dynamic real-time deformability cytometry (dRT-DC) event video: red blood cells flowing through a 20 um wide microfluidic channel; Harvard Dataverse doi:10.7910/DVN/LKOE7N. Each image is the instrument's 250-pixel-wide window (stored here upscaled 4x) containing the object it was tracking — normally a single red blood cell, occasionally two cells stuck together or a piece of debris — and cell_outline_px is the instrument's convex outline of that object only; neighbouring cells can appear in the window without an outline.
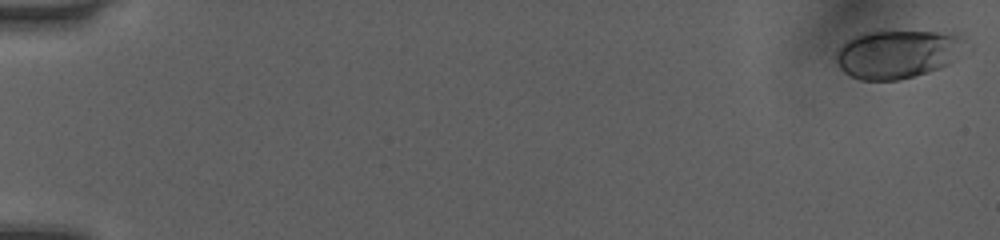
{"species": "human", "species_latin": "Homo sapiens", "temperature_condition": "room temperature", "stored_images_in_passage": 45, "camera_frame_rate_fps": 3000, "um_per_image_px": 0.085, "donor": {"sex": "female"}, "frame": {"image": 1, "passage_image": 1, "time_ms": 0.0, "image_size_px": [1000, 240], "cell_outline_px": [[964, 44], [952, 60], [948, 64], [940, 68], [900, 80], [860, 80], [848, 76], [836, 64], [836, 52], [852, 36], [864, 32], [936, 32], [960, 36], [964, 40]], "centroid_in_image_um": [76.19, 4.62], "position_along_channel_um": 8.8, "area_um2": 35.78}}
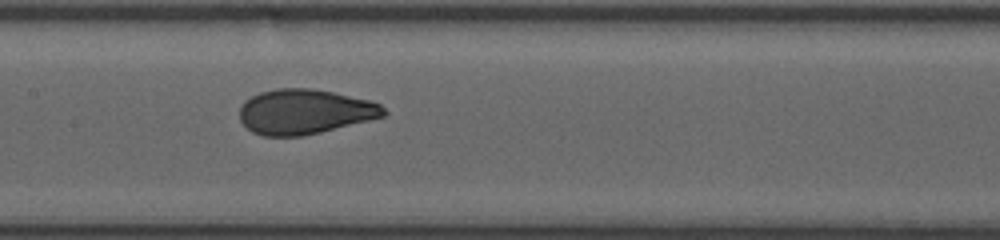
{"frame": {"image": 2, "passage_image": 23, "time_ms": 7.333, "image_size_px": [1000, 240], "cell_outline_px": [[388, 112], [384, 116], [304, 136], [264, 136], [252, 132], [240, 120], [240, 108], [244, 100], [260, 92], [276, 88], [312, 88], [332, 92], [368, 100], [380, 104]], "centroid_in_image_um": [25.87, 9.49], "position_along_channel_um": 181.5, "area_um2": 37.51}}
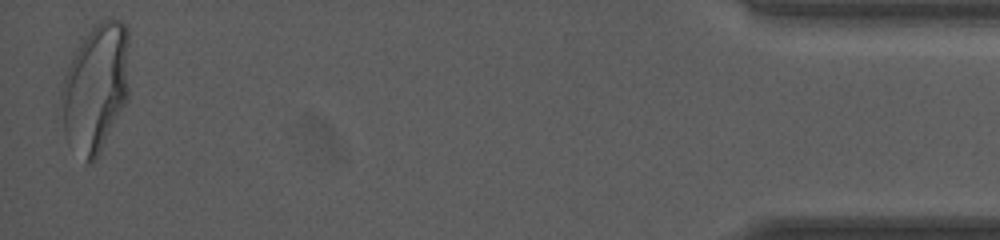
{"frame": {"image": 3, "passage_image": 45, "time_ms": 14.667, "image_size_px": [1000, 240], "cell_outline_px": [[128, 100], [96, 160], [88, 164], [84, 164], [68, 144], [64, 132], [60, 96], [60, 92], [64, 76], [80, 44], [88, 32], [100, 20], [120, 20], [128, 28]], "centroid_in_image_um": [8.13, 7.54], "position_along_channel_um": 427.1, "area_um2": 51.15}, "authors_computed_cell_mechanics": {"area_um2": 38.0324, "velocity_mm_per_s": 4.0765, "shape_relaxation_time_tau1_ms": 4.9499, "shape_relaxation_time_tau2_ms": null, "deformation_change_tau1": 0.2091, "deformation_change_tau2": null}}